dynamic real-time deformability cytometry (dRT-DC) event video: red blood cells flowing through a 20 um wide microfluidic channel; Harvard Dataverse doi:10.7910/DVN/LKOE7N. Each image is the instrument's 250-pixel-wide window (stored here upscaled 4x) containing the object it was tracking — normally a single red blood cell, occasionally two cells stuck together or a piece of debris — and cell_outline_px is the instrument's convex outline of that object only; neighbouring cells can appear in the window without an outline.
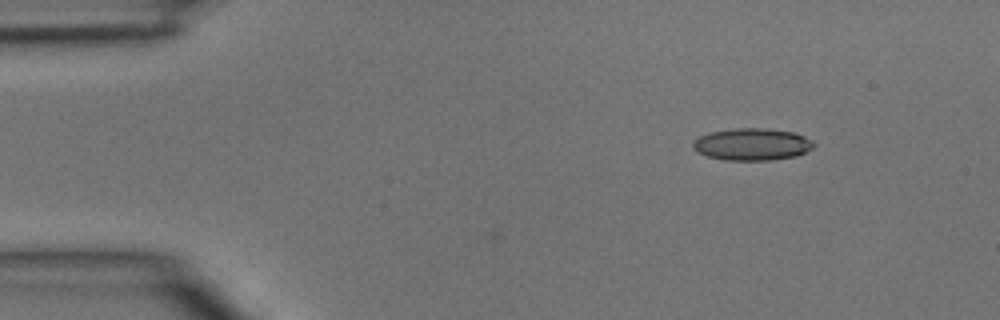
{"species": "common noctule bat (a hibernating species)", "species_latin": "Nyctalus noctula", "temperature_condition": "room temperature", "stored_images_in_passage": 39, "camera_frame_rate_fps": 3000, "um_per_image_px": 0.085, "animal": {"sex": "male", "body_mass_g": 15.6}, "frame": {"image": 1, "passage_image": 1, "time_ms": 0.0, "image_size_px": [1000, 320], "cell_outline_px": [[816, 144], [812, 148], [796, 156], [772, 160], [724, 160], [708, 156], [692, 148], [692, 144], [700, 136], [708, 132], [732, 128], [764, 128], [792, 132], [804, 136], [812, 140]], "centroid_in_image_um": [63.93, 12.26], "position_along_channel_um": 21.1, "area_um2": 22.54}}
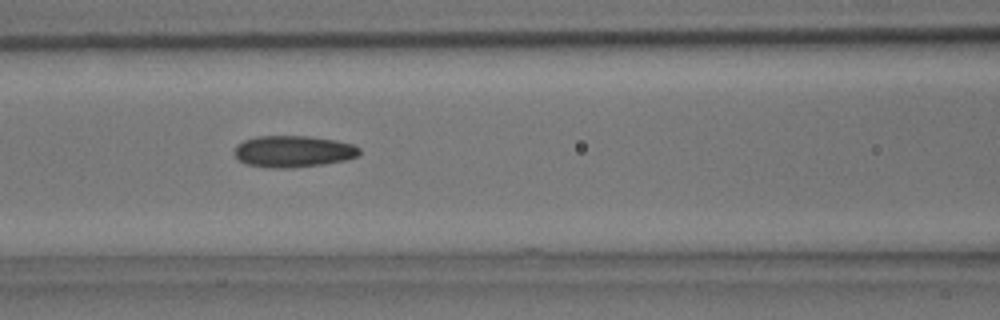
{"frame": {"image": 2, "passage_image": 14, "time_ms": 4.333, "image_size_px": [1000, 320], "cell_outline_px": [[360, 156], [344, 160], [324, 164], [292, 168], [272, 168], [248, 164], [240, 160], [236, 156], [236, 144], [244, 140], [256, 136], [308, 136], [336, 140], [352, 144], [360, 148]], "centroid_in_image_um": [24.96, 12.86], "position_along_channel_um": 141.6, "area_um2": 23.0}}
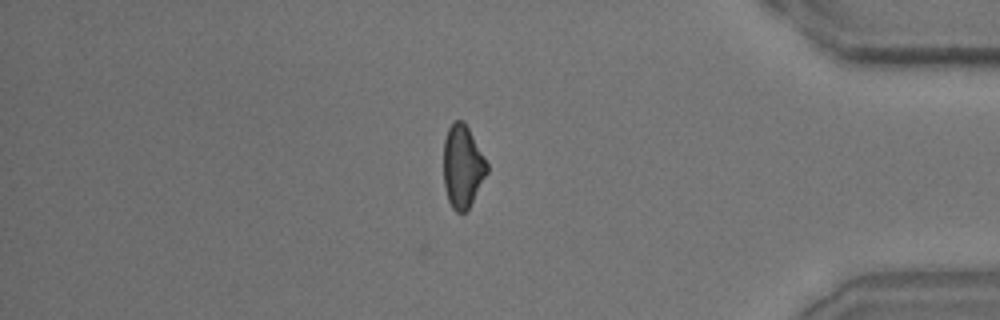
{"frame": {"image": 3, "passage_image": 33, "time_ms": 10.667, "image_size_px": [1000, 320], "cell_outline_px": [[488, 172], [468, 208], [464, 212], [456, 212], [452, 208], [448, 200], [444, 188], [444, 140], [448, 128], [452, 120], [464, 120], [488, 164]], "centroid_in_image_um": [39.3, 14.12], "position_along_channel_um": 395.9, "area_um2": 20.87}}